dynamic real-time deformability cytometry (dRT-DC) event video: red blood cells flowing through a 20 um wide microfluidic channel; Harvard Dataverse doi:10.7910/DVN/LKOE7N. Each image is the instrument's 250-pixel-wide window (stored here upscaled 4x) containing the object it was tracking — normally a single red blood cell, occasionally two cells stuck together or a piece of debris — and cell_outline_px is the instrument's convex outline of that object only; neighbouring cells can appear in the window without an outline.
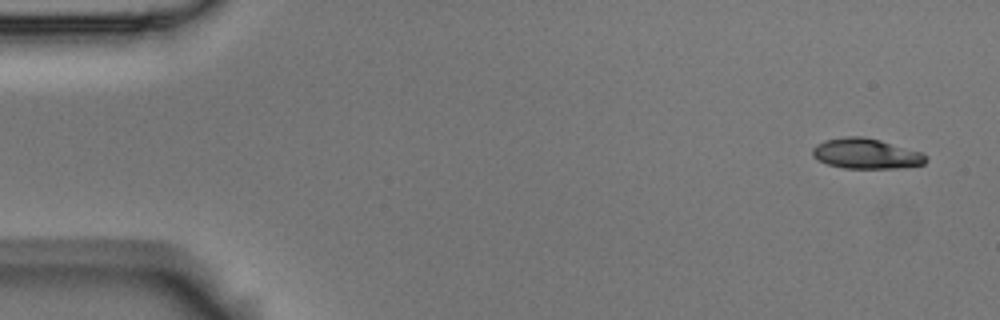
{"species": "Egyptian fruit bat (a non-hibernating species)", "species_latin": "Rousettus aegyptiacus", "temperature_condition": "room temperature", "stored_images_in_passage": 9, "camera_frame_rate_fps": 3000, "um_per_image_px": 0.085, "animal": {"sex": "male"}, "frame": {"image": 1, "passage_image": 1, "time_ms": 0.0, "image_size_px": [1000, 320], "cell_outline_px": [[928, 160], [924, 164], [896, 168], [844, 168], [828, 164], [816, 160], [812, 156], [812, 148], [816, 144], [824, 140], [848, 136], [864, 136], [880, 140], [920, 152], [928, 156]], "centroid_in_image_um": [73.58, 13.06], "position_along_channel_um": 11.4, "area_um2": 20.06}}
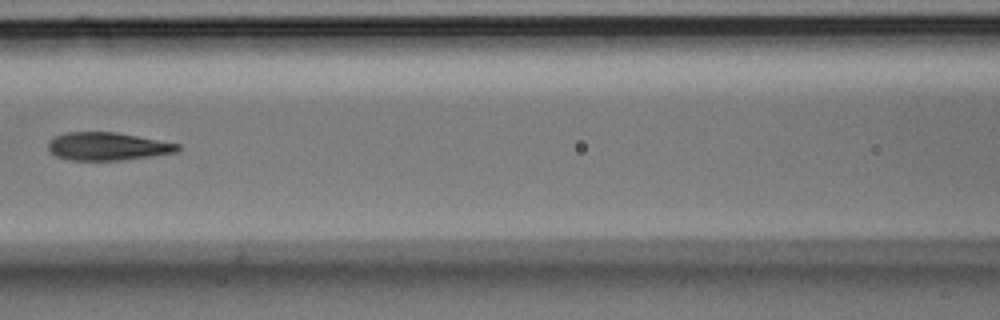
{"frame": {"image": 2, "passage_image": 6, "time_ms": 1.667, "image_size_px": [1000, 320], "cell_outline_px": [[180, 148], [176, 152], [152, 156], [120, 160], [72, 160], [56, 156], [48, 148], [48, 140], [52, 136], [64, 132], [116, 132], [180, 144]], "centroid_in_image_um": [9.1, 12.43], "position_along_channel_um": 157.5, "area_um2": 21.1}}
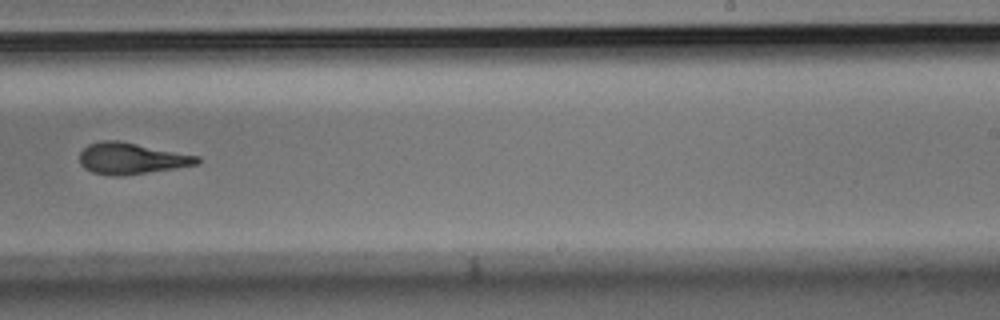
{"frame": {"image": 3, "passage_image": 9, "time_ms": 2.667, "image_size_px": [1000, 320], "cell_outline_px": [[200, 164], [176, 168], [124, 176], [112, 176], [92, 172], [84, 168], [80, 164], [80, 152], [88, 144], [100, 140], [120, 140], [200, 156]], "centroid_in_image_um": [11.18, 13.46], "position_along_channel_um": 277.8, "area_um2": 21.79}}